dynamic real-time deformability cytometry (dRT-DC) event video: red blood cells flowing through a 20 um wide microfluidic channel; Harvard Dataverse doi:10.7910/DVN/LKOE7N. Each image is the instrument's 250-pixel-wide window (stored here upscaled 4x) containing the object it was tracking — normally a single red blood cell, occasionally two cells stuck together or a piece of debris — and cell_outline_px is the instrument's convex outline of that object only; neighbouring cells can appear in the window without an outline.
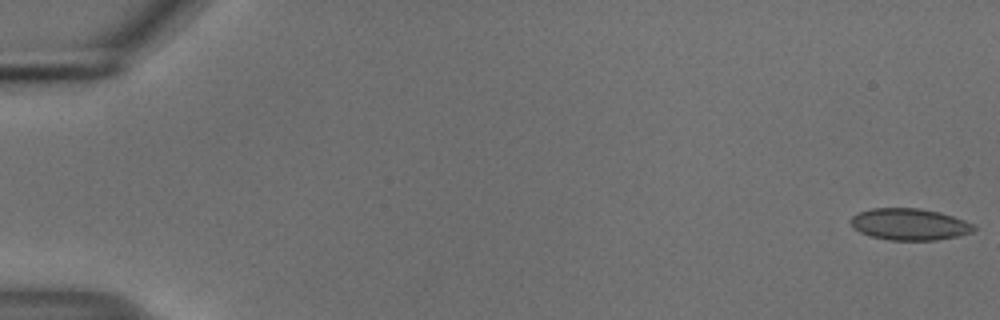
{"species": "common noctule bat (a hibernating species)", "species_latin": "Nyctalus noctula", "temperature_condition": "cold", "stored_images_in_passage": 49, "camera_frame_rate_fps": 3000, "um_per_image_px": 0.085, "animal": {"sex": "male", "body_mass_g": 18.8}, "frame": {"image": 1, "passage_image": 1, "time_ms": 0.0, "image_size_px": [1000, 320], "cell_outline_px": [[976, 228], [972, 232], [960, 236], [936, 240], [888, 240], [872, 236], [860, 232], [848, 220], [852, 216], [860, 212], [872, 208], [920, 208], [940, 212], [976, 224]], "centroid_in_image_um": [77.35, 19.06], "position_along_channel_um": 7.7, "area_um2": 22.77}}
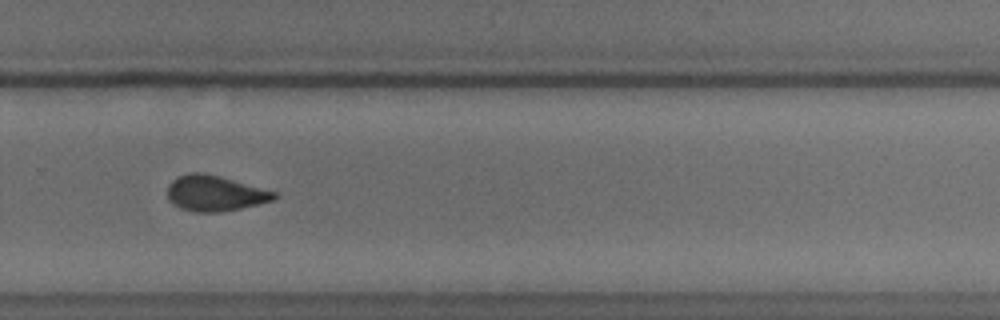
{"frame": {"image": 2, "passage_image": 38, "time_ms": 12.333, "image_size_px": [1000, 320], "cell_outline_px": [[280, 196], [276, 200], [240, 208], [220, 212], [192, 212], [180, 208], [172, 204], [168, 200], [168, 184], [176, 176], [188, 172], [204, 172], [220, 176], [276, 192]], "centroid_in_image_um": [18.25, 16.42], "position_along_channel_um": 311.6, "area_um2": 22.43}}
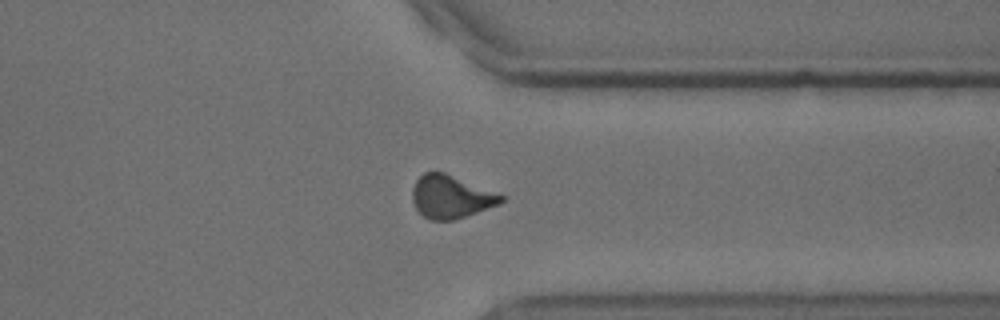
{"frame": {"image": 3, "passage_image": 43, "time_ms": 14.0, "image_size_px": [1000, 320], "cell_outline_px": [[504, 200], [500, 204], [452, 220], [432, 220], [424, 216], [416, 208], [412, 200], [412, 188], [416, 180], [424, 172], [444, 172], [504, 196]], "centroid_in_image_um": [38.29, 16.72], "position_along_channel_um": 373.1, "area_um2": 21.79}}